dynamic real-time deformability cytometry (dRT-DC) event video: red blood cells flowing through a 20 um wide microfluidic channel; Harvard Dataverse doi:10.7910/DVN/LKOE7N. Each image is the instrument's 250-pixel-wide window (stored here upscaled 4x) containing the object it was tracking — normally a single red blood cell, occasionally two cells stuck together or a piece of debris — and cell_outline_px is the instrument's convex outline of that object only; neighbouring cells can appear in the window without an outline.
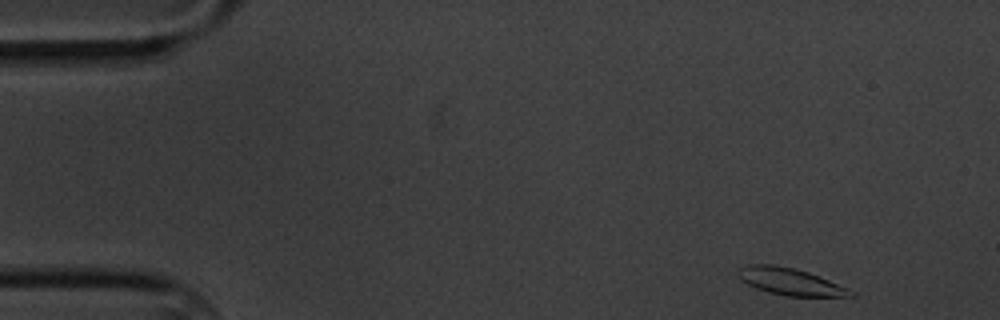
{"species": "common noctule bat (a hibernating species)", "species_latin": "Nyctalus noctula", "temperature_condition": "cold", "stored_images_in_passage": 4, "camera_frame_rate_fps": 3000, "um_per_image_px": 0.085, "animal": {"sex": "male", "body_mass_g": 20.1, "forearm_length_mm": 53.5}, "frame": {"image": 1, "passage_image": 1, "time_ms": 0.0, "image_size_px": [1000, 320], "cell_outline_px": [[856, 296], [784, 296], [768, 292], [756, 288], [740, 280], [736, 272], [740, 268], [748, 264], [772, 264], [796, 268], [808, 272], [848, 288], [856, 292]], "centroid_in_image_um": [67.15, 23.93], "position_along_channel_um": 17.9, "area_um2": 17.74}}